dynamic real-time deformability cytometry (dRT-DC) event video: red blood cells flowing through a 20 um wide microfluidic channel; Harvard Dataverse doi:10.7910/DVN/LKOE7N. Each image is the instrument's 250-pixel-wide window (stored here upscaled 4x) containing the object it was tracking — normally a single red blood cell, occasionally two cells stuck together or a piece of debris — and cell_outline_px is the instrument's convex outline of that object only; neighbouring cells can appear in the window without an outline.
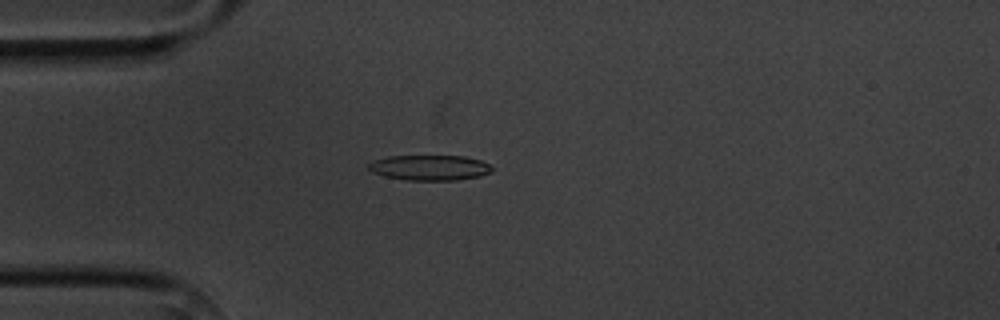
{"species": "common noctule bat (a hibernating species)", "species_latin": "Nyctalus noctula", "temperature_condition": "cold", "stored_images_in_passage": 6, "camera_frame_rate_fps": 3000, "um_per_image_px": 0.085, "animal": {"sex": "male", "body_mass_g": 20.1, "forearm_length_mm": 53.5}, "frame": {"image": 1, "passage_image": 5, "time_ms": 4.667, "image_size_px": [1000, 320], "cell_outline_px": [[492, 168], [488, 172], [480, 176], [456, 180], [404, 180], [384, 176], [372, 172], [368, 168], [368, 164], [372, 160], [388, 156], [464, 156], [480, 160], [488, 164]], "centroid_in_image_um": [36.46, 14.25], "position_along_channel_um": 48.5, "area_um2": 18.15}}